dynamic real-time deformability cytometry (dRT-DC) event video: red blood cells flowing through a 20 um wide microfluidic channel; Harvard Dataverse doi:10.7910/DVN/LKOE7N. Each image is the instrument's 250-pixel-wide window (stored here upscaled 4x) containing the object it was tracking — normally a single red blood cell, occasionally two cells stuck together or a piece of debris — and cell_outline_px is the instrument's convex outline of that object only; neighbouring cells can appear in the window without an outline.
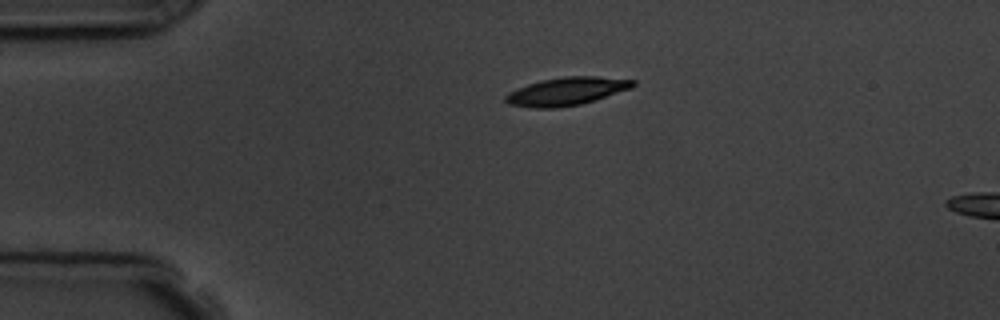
{"species": "common noctule bat (a hibernating species)", "species_latin": "Nyctalus noctula", "temperature_condition": "room temperature", "stored_images_in_passage": 2, "camera_frame_rate_fps": 3000, "um_per_image_px": 0.085, "animal": {"sex": "male", "body_mass_g": 19.5, "forearm_length_mm": 54.6}, "frame": {"image": 1, "passage_image": 1, "time_ms": 0.0, "image_size_px": [1000, 320], "cell_outline_px": [[636, 84], [632, 88], [580, 104], [556, 108], [536, 108], [508, 104], [504, 100], [504, 96], [508, 92], [528, 84], [540, 80], [564, 76], [596, 76], [636, 80]], "centroid_in_image_um": [48.14, 7.75], "position_along_channel_um": 36.9, "area_um2": 20.75}}